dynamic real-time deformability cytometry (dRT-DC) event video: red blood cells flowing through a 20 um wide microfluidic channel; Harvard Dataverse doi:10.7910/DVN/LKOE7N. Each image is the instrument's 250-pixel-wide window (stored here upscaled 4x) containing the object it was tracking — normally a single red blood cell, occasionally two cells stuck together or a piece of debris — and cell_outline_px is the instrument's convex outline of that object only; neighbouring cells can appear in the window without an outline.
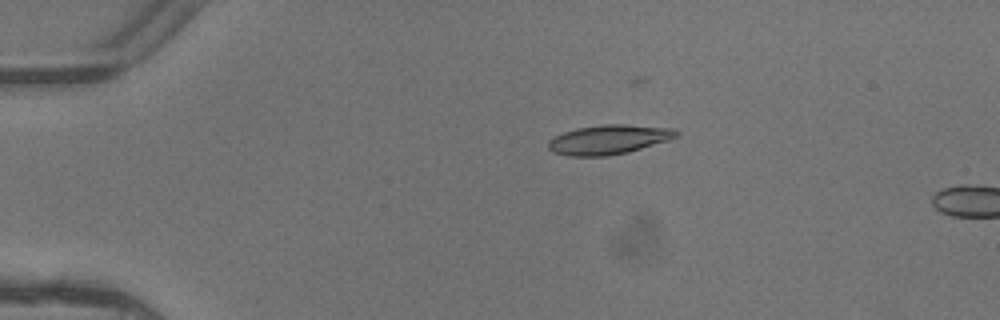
{"species": "common noctule bat (a hibernating species)", "species_latin": "Nyctalus noctula", "temperature_condition": "warm", "stored_images_in_passage": 6, "camera_frame_rate_fps": 3000, "um_per_image_px": 0.085, "animal": {"sex": "female"}, "frame": {"image": 1, "passage_image": 5, "time_ms": 1.333, "image_size_px": [1000, 320], "cell_outline_px": [[680, 136], [668, 140], [628, 152], [608, 156], [568, 156], [552, 152], [548, 148], [548, 140], [564, 132], [576, 128], [604, 124], [624, 124], [672, 128], [680, 132]], "centroid_in_image_um": [51.74, 11.86], "position_along_channel_um": 33.3, "area_um2": 22.02}}